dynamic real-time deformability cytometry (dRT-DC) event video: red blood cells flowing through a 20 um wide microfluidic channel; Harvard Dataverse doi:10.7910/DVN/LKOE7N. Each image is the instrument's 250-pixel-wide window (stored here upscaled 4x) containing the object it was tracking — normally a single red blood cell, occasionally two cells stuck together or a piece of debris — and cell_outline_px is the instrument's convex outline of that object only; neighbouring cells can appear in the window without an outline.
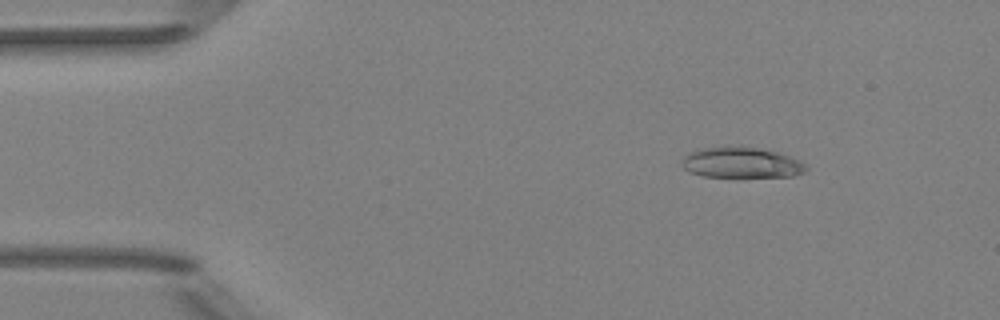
{"species": "Egyptian fruit bat (a non-hibernating species)", "species_latin": "Rousettus aegyptiacus", "temperature_condition": "room temperature", "stored_images_in_passage": 52, "camera_frame_rate_fps": 3000, "um_per_image_px": 0.085, "animal": {"sex": "female"}, "frame": {"image": 1, "passage_image": 7, "time_ms": 2.0, "image_size_px": [1000, 320], "cell_outline_px": [[808, 168], [804, 172], [792, 176], [704, 176], [688, 172], [680, 164], [684, 156], [688, 152], [700, 148], [760, 148], [776, 152], [788, 156], [804, 164]], "centroid_in_image_um": [62.96, 13.84], "position_along_channel_um": 22.0, "area_um2": 21.5}}
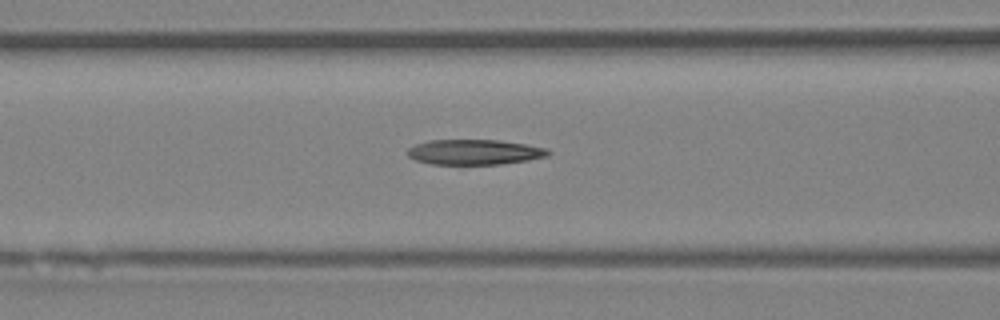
{"frame": {"image": 2, "passage_image": 21, "time_ms": 6.667, "image_size_px": [1000, 320], "cell_outline_px": [[552, 152], [548, 156], [528, 160], [500, 164], [432, 164], [416, 160], [408, 156], [404, 152], [408, 148], [416, 144], [428, 140], [500, 140], [524, 144], [544, 148]], "centroid_in_image_um": [40.29, 12.92], "position_along_channel_um": 126.3, "area_um2": 20.63}}
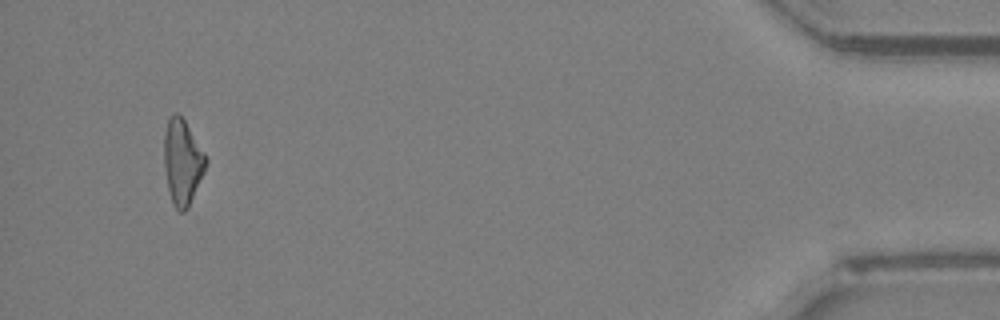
{"frame": {"image": 3, "passage_image": 49, "time_ms": 16.0, "image_size_px": [1000, 320], "cell_outline_px": [[208, 160], [204, 172], [188, 208], [184, 212], [180, 212], [172, 204], [168, 188], [164, 168], [164, 136], [168, 116], [172, 112], [176, 112], [184, 120], [204, 152]], "centroid_in_image_um": [15.49, 13.76], "position_along_channel_um": 419.7, "area_um2": 20.75}, "authors_computed_cell_mechanics": {"area_um2": 21.0392, "velocity_mm_per_s": 3.9839, "shape_relaxation_time_tau1_ms": 8.3578, "shape_relaxation_time_tau2_ms": 5.1558, "deformation_change_tau1": 0.2171, "deformation_change_tau2": 0.1859}}